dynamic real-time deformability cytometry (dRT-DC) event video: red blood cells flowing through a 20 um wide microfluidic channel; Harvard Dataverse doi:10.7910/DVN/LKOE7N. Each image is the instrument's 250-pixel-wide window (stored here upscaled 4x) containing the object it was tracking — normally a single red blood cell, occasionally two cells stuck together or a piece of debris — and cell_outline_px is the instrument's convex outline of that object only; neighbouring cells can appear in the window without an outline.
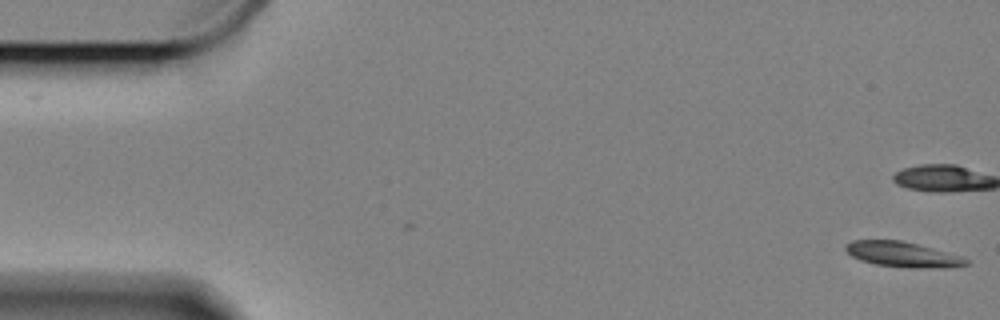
{"species": "Egyptian fruit bat (a non-hibernating species)", "species_latin": "Rousettus aegyptiacus", "temperature_condition": "cold", "stored_images_in_passage": 9, "camera_frame_rate_fps": 3000, "um_per_image_px": 0.085, "animal": {"sex": "female"}, "frame": {"image": 1, "passage_image": 1, "time_ms": 0.0, "image_size_px": [1000, 320], "cell_outline_px": [[972, 264], [952, 268], [912, 268], [876, 264], [860, 260], [852, 256], [844, 248], [852, 240], [900, 240], [932, 248], [960, 256], [968, 260]], "centroid_in_image_um": [76.78, 21.64], "position_along_channel_um": 8.2, "area_um2": 17.63}}